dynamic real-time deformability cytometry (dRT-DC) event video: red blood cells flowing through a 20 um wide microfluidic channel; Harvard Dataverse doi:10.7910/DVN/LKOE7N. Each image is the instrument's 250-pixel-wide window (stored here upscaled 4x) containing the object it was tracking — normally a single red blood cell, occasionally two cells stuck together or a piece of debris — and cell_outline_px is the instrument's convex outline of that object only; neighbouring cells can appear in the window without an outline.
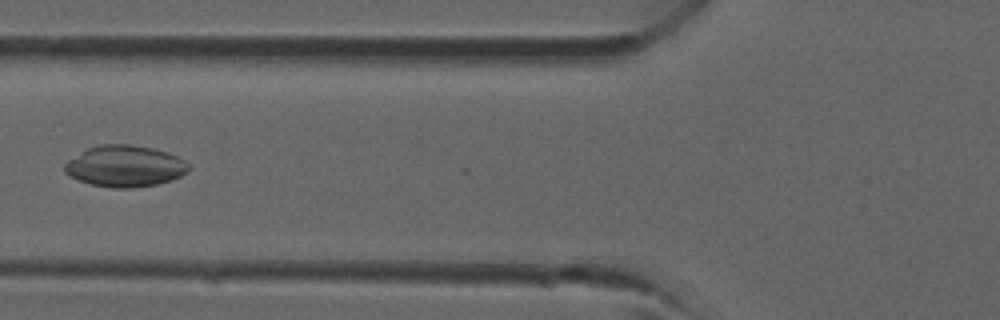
{"species": "common noctule bat (a hibernating species)", "species_latin": "Nyctalus noctula", "temperature_condition": "room temperature", "stored_images_in_passage": 37, "camera_frame_rate_fps": 3000, "um_per_image_px": 0.085, "animal": {"sex": "male", "forearm_length_mm": 52.5}, "frame": {"image": 1, "passage_image": 14, "time_ms": 4.333, "image_size_px": [1000, 320], "cell_outline_px": [[192, 168], [180, 176], [172, 180], [156, 184], [128, 188], [112, 188], [92, 184], [80, 180], [64, 172], [64, 164], [68, 160], [88, 148], [100, 144], [132, 144], [152, 148], [168, 152], [184, 160]], "centroid_in_image_um": [10.64, 14.11], "position_along_channel_um": 115.2, "area_um2": 29.77}}
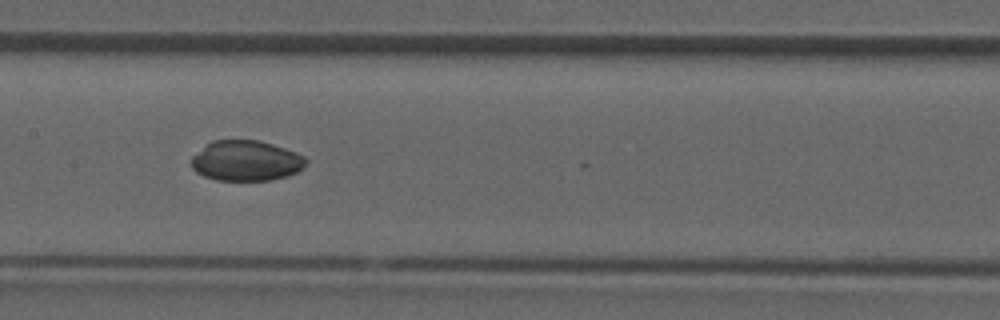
{"frame": {"image": 2, "passage_image": 18, "time_ms": 5.667, "image_size_px": [1000, 320], "cell_outline_px": [[308, 160], [304, 168], [288, 176], [268, 180], [216, 180], [204, 176], [196, 172], [192, 168], [192, 156], [212, 140], [260, 140], [296, 152], [304, 156]], "centroid_in_image_um": [20.93, 13.66], "position_along_channel_um": 186.5, "area_um2": 26.99}}
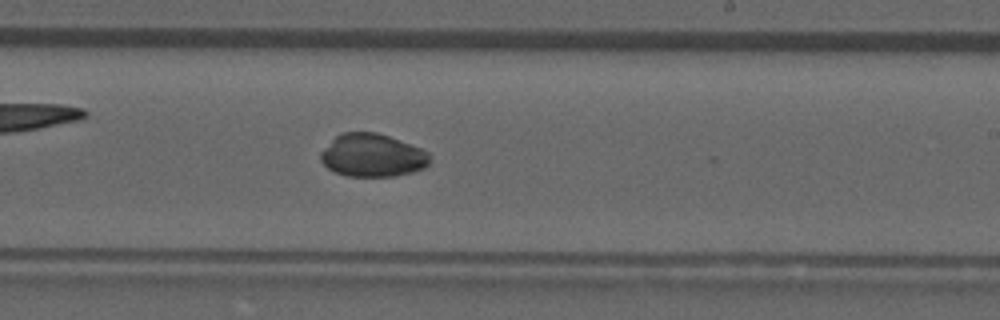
{"frame": {"image": 3, "passage_image": 22, "time_ms": 7.0, "image_size_px": [1000, 320], "cell_outline_px": [[432, 160], [424, 168], [412, 172], [396, 176], [348, 176], [336, 172], [328, 168], [320, 160], [320, 152], [336, 136], [344, 132], [376, 132], [388, 136], [420, 148], [428, 152]], "centroid_in_image_um": [31.66, 13.21], "position_along_channel_um": 257.3, "area_um2": 27.22}}